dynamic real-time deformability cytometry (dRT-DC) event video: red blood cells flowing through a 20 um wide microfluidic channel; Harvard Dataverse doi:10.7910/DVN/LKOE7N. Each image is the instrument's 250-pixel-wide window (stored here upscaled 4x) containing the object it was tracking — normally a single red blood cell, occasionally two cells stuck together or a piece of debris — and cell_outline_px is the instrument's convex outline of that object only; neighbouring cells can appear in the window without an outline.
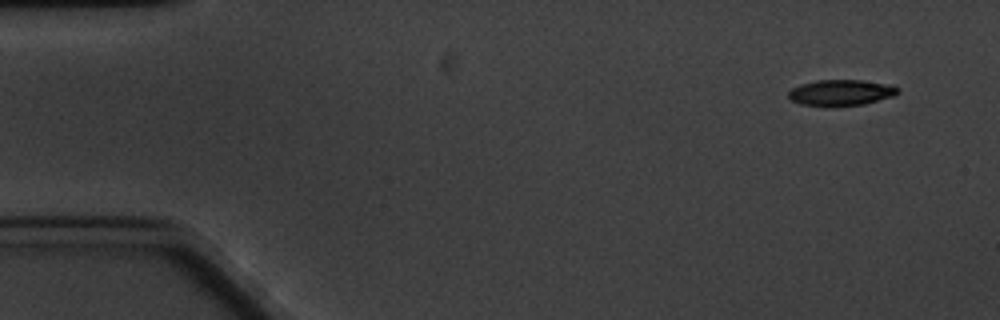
{"species": "common noctule bat (a hibernating species)", "species_latin": "Nyctalus noctula", "temperature_condition": "cold", "stored_images_in_passage": 4, "camera_frame_rate_fps": 3000, "um_per_image_px": 0.085, "animal": {"sex": "male", "body_mass_g": 20.1, "forearm_length_mm": 53.5}, "frame": {"image": 1, "passage_image": 1, "time_ms": 0.0, "image_size_px": [1000, 320], "cell_outline_px": [[900, 92], [892, 96], [864, 104], [836, 108], [824, 108], [800, 104], [792, 100], [788, 96], [788, 92], [792, 88], [800, 84], [816, 80], [860, 80], [892, 84], [900, 88]], "centroid_in_image_um": [71.47, 7.9], "position_along_channel_um": 13.5, "area_um2": 17.17}}
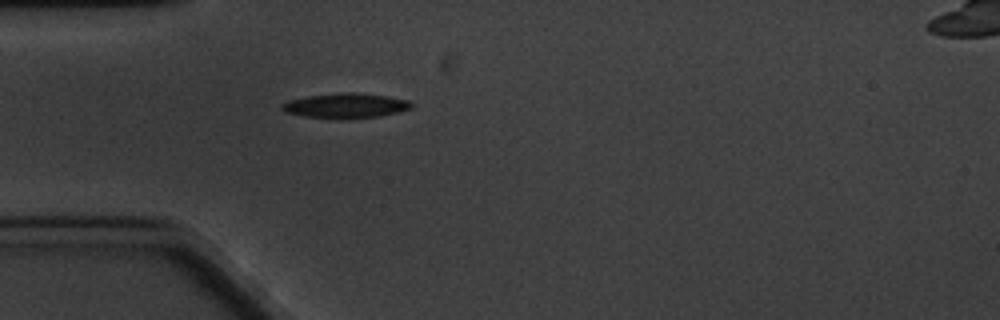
{"frame": {"image": 2, "passage_image": 4, "time_ms": 4.333, "image_size_px": [1000, 320], "cell_outline_px": [[412, 108], [400, 112], [380, 116], [348, 120], [336, 120], [304, 116], [284, 112], [280, 108], [280, 104], [288, 100], [308, 96], [344, 92], [352, 92], [388, 96], [408, 100], [412, 104]], "centroid_in_image_um": [29.36, 9.01], "position_along_channel_um": 55.6, "area_um2": 19.25}}